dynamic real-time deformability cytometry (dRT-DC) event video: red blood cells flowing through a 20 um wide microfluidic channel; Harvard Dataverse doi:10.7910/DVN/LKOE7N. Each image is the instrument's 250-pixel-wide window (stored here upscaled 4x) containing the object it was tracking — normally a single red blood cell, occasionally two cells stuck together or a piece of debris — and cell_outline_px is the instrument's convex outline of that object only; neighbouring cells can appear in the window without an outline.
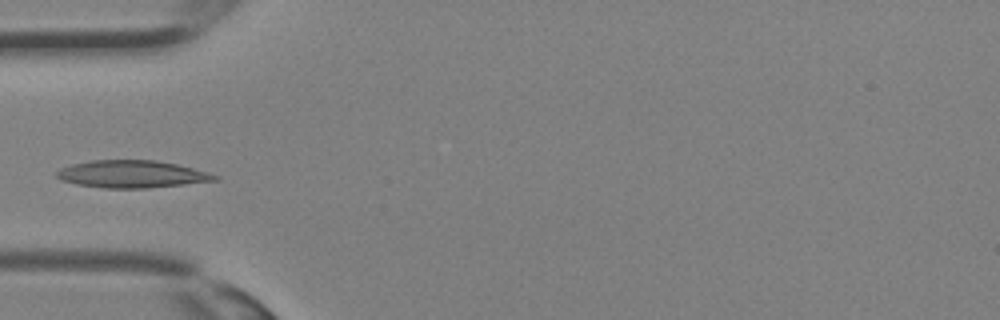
{"species": "Egyptian fruit bat (a non-hibernating species)", "species_latin": "Rousettus aegyptiacus", "temperature_condition": "room temperature", "stored_images_in_passage": 34, "camera_frame_rate_fps": 3000, "um_per_image_px": 0.085, "animal": {"sex": "female"}, "frame": {"image": 1, "passage_image": 11, "time_ms": 3.333, "image_size_px": [1000, 320], "cell_outline_px": [[220, 180], [184, 184], [144, 188], [108, 188], [76, 184], [60, 180], [56, 176], [56, 172], [60, 168], [72, 164], [92, 160], [156, 160], [176, 164], [208, 172], [220, 176]], "centroid_in_image_um": [11.21, 14.8], "position_along_channel_um": 73.8, "area_um2": 25.14}}
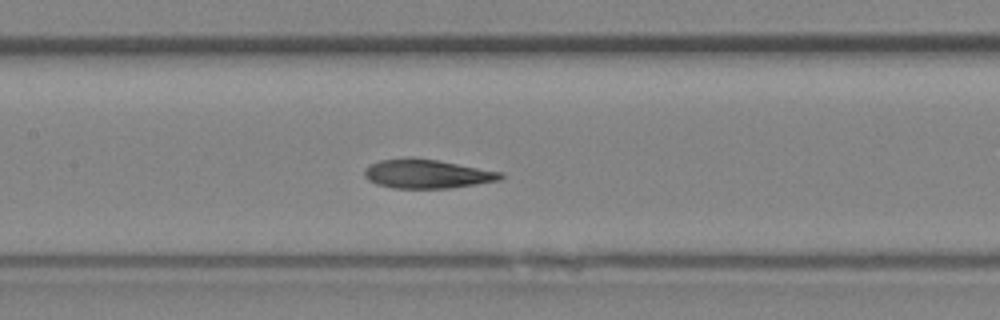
{"frame": {"image": 2, "passage_image": 16, "time_ms": 5.0, "image_size_px": [1000, 320], "cell_outline_px": [[504, 176], [500, 180], [452, 188], [392, 188], [376, 184], [368, 180], [364, 176], [364, 168], [380, 160], [408, 156], [412, 156], [436, 160], [504, 172]], "centroid_in_image_um": [36.28, 14.77], "position_along_channel_um": 171.1, "area_um2": 23.24}}
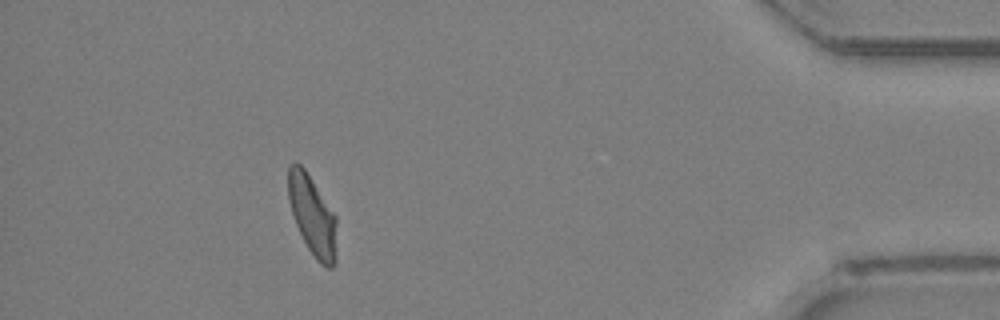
{"frame": {"image": 3, "passage_image": 31, "time_ms": 10.0, "image_size_px": [1000, 320], "cell_outline_px": [[336, 260], [332, 268], [328, 268], [320, 264], [316, 260], [308, 248], [296, 224], [288, 200], [288, 164], [300, 164], [304, 168], [336, 216]], "centroid_in_image_um": [26.56, 18.35], "position_along_channel_um": 408.6, "area_um2": 22.31}}